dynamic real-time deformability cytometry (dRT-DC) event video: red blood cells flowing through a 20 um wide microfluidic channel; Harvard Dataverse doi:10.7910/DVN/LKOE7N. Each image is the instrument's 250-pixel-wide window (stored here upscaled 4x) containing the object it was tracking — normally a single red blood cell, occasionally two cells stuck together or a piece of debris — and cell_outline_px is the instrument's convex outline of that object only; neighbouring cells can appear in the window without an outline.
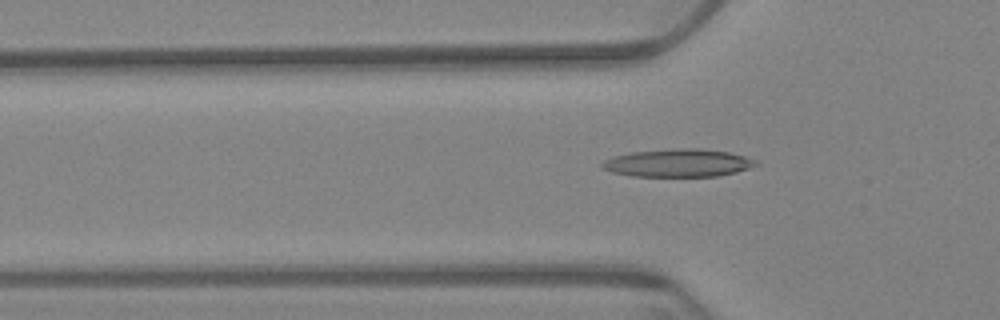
{"species": "Egyptian fruit bat (a non-hibernating species)", "species_latin": "Rousettus aegyptiacus", "temperature_condition": "warm", "stored_images_in_passage": 43, "camera_frame_rate_fps": 3000, "um_per_image_px": 0.085, "animal": {"sex": "female"}, "frame": {"image": 1, "passage_image": 2, "time_ms": 0.333, "image_size_px": [1000, 320], "cell_outline_px": [[760, 164], [736, 172], [716, 176], [632, 176], [612, 172], [600, 168], [600, 164], [604, 160], [612, 156], [632, 152], [684, 148], [700, 148], [728, 152], [744, 156], [756, 160]], "centroid_in_image_um": [57.61, 13.85], "position_along_channel_um": 68.2, "area_um2": 24.91}}
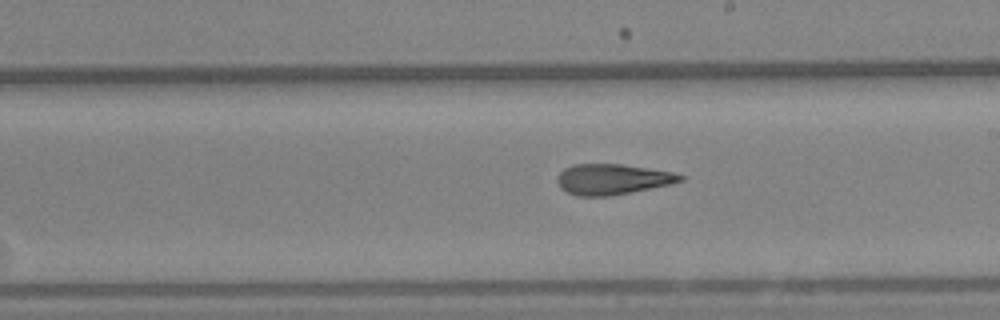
{"frame": {"image": 2, "passage_image": 17, "time_ms": 5.333, "image_size_px": [1000, 320], "cell_outline_px": [[684, 180], [672, 184], [608, 196], [576, 196], [560, 188], [556, 180], [556, 176], [564, 168], [572, 164], [620, 164], [676, 172], [684, 176]], "centroid_in_image_um": [52.04, 15.23], "position_along_channel_um": 237.0, "area_um2": 22.02}}
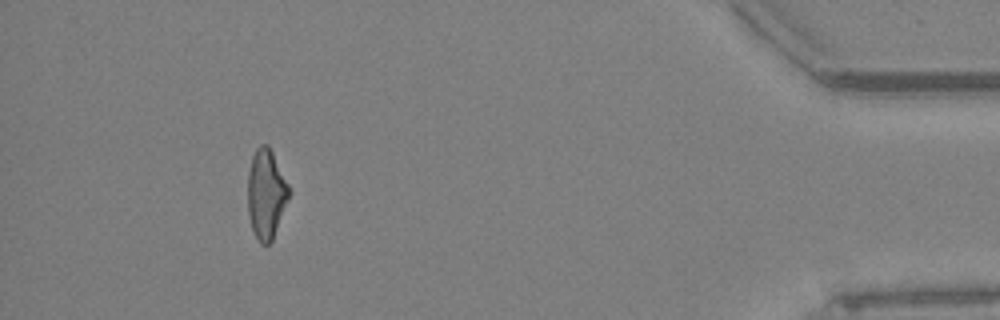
{"frame": {"image": 3, "passage_image": 38, "time_ms": 12.333, "image_size_px": [1000, 320], "cell_outline_px": [[292, 192], [272, 240], [268, 244], [260, 244], [252, 228], [248, 212], [248, 172], [252, 156], [256, 148], [260, 144], [268, 144]], "centroid_in_image_um": [22.63, 16.48], "position_along_channel_um": 412.6, "area_um2": 21.5}, "authors_computed_cell_mechanics": {"area_um2": 22.0218, "velocity_mm_per_s": 3.3893, "shape_relaxation_time_tau1_ms": 9.4789, "shape_relaxation_time_tau2_ms": 3.3807, "deformation_change_tau1": 0.2613, "deformation_change_tau2": 0.1433}}